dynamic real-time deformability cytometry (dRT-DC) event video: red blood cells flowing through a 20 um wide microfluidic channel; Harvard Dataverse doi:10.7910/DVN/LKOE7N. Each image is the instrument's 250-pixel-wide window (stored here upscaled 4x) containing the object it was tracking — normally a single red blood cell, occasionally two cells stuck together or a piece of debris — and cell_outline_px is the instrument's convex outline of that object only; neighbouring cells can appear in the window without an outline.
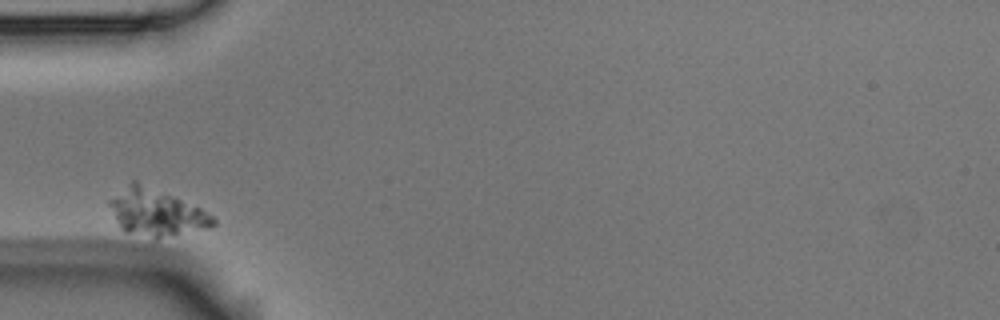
{"species": "Egyptian fruit bat (a non-hibernating species)", "species_latin": "Rousettus aegyptiacus", "temperature_condition": "room temperature", "stored_images_in_passage": 1, "camera_frame_rate_fps": 3000, "um_per_image_px": 0.085, "animal": {"sex": "male"}, "frame": {"image": 1, "passage_image": 1, "time_ms": 0.0, "image_size_px": [1000, 320], "cell_outline_px": [[216, 224], [208, 228], [160, 236], [152, 236], [124, 232], [120, 228], [108, 204], [108, 200], [132, 180], [136, 180], [200, 208], [208, 212], [216, 220]], "centroid_in_image_um": [13.24, 18.02], "position_along_channel_um": 71.8, "area_um2": 27.4}}